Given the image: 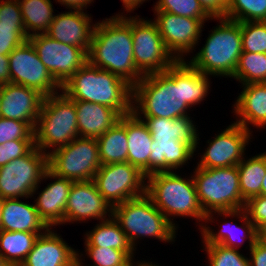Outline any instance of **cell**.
I'll return each mask as SVG.
<instances>
[{"mask_svg": "<svg viewBox=\"0 0 266 266\" xmlns=\"http://www.w3.org/2000/svg\"><path fill=\"white\" fill-rule=\"evenodd\" d=\"M211 77L186 60L176 61L163 72L144 76L132 87V112L139 118L191 116L193 108L203 105L211 93Z\"/></svg>", "mask_w": 266, "mask_h": 266, "instance_id": "6da1fadb", "label": "cell"}, {"mask_svg": "<svg viewBox=\"0 0 266 266\" xmlns=\"http://www.w3.org/2000/svg\"><path fill=\"white\" fill-rule=\"evenodd\" d=\"M98 20L88 51V62L125 80L132 87L144 76L134 64L131 15Z\"/></svg>", "mask_w": 266, "mask_h": 266, "instance_id": "7a4b0ae2", "label": "cell"}, {"mask_svg": "<svg viewBox=\"0 0 266 266\" xmlns=\"http://www.w3.org/2000/svg\"><path fill=\"white\" fill-rule=\"evenodd\" d=\"M166 171L146 177V194L154 205L178 229L176 219L195 220L199 231L205 222L206 214L199 202L192 173ZM185 174V175H184ZM175 219V220H174Z\"/></svg>", "mask_w": 266, "mask_h": 266, "instance_id": "3957f363", "label": "cell"}, {"mask_svg": "<svg viewBox=\"0 0 266 266\" xmlns=\"http://www.w3.org/2000/svg\"><path fill=\"white\" fill-rule=\"evenodd\" d=\"M61 91L71 100L108 106L120 116L132 112V86L88 61L65 82Z\"/></svg>", "mask_w": 266, "mask_h": 266, "instance_id": "277c9868", "label": "cell"}, {"mask_svg": "<svg viewBox=\"0 0 266 266\" xmlns=\"http://www.w3.org/2000/svg\"><path fill=\"white\" fill-rule=\"evenodd\" d=\"M217 26L208 31L205 44L192 53L187 62L203 74L213 78H232L242 50L241 22L227 18H212Z\"/></svg>", "mask_w": 266, "mask_h": 266, "instance_id": "5b68a950", "label": "cell"}, {"mask_svg": "<svg viewBox=\"0 0 266 266\" xmlns=\"http://www.w3.org/2000/svg\"><path fill=\"white\" fill-rule=\"evenodd\" d=\"M112 216L136 252L144 239L152 238L169 245L177 241L180 229L158 210L146 193L112 207Z\"/></svg>", "mask_w": 266, "mask_h": 266, "instance_id": "8992f818", "label": "cell"}, {"mask_svg": "<svg viewBox=\"0 0 266 266\" xmlns=\"http://www.w3.org/2000/svg\"><path fill=\"white\" fill-rule=\"evenodd\" d=\"M79 137L74 101L62 91L45 96L34 129L35 146L45 154Z\"/></svg>", "mask_w": 266, "mask_h": 266, "instance_id": "52a82bcc", "label": "cell"}, {"mask_svg": "<svg viewBox=\"0 0 266 266\" xmlns=\"http://www.w3.org/2000/svg\"><path fill=\"white\" fill-rule=\"evenodd\" d=\"M191 170L196 193L203 211H230L244 208L237 166Z\"/></svg>", "mask_w": 266, "mask_h": 266, "instance_id": "ba28073f", "label": "cell"}, {"mask_svg": "<svg viewBox=\"0 0 266 266\" xmlns=\"http://www.w3.org/2000/svg\"><path fill=\"white\" fill-rule=\"evenodd\" d=\"M225 127L216 132L213 138L204 141L207 145L202 151L201 131L199 132L194 153V158L198 157V162L195 161L197 167L211 169L237 166L248 154V145H251L254 134L233 121Z\"/></svg>", "mask_w": 266, "mask_h": 266, "instance_id": "9c48e42d", "label": "cell"}, {"mask_svg": "<svg viewBox=\"0 0 266 266\" xmlns=\"http://www.w3.org/2000/svg\"><path fill=\"white\" fill-rule=\"evenodd\" d=\"M101 166L97 139L76 137L48 154V170L73 182L91 181Z\"/></svg>", "mask_w": 266, "mask_h": 266, "instance_id": "30bf717a", "label": "cell"}, {"mask_svg": "<svg viewBox=\"0 0 266 266\" xmlns=\"http://www.w3.org/2000/svg\"><path fill=\"white\" fill-rule=\"evenodd\" d=\"M147 18L131 15L134 64L143 76L163 72L177 61L167 50L157 24Z\"/></svg>", "mask_w": 266, "mask_h": 266, "instance_id": "8fae6325", "label": "cell"}, {"mask_svg": "<svg viewBox=\"0 0 266 266\" xmlns=\"http://www.w3.org/2000/svg\"><path fill=\"white\" fill-rule=\"evenodd\" d=\"M213 223H215V225L214 227H211ZM219 223L221 225H219ZM215 226H218V228ZM199 233L200 239L202 238V244H221L229 248L242 250V252V248L245 246L244 244L248 243L246 244L244 250L249 251L258 241L257 228L248 219L243 208L208 213L205 217L204 225L199 230Z\"/></svg>", "mask_w": 266, "mask_h": 266, "instance_id": "7c38bea8", "label": "cell"}, {"mask_svg": "<svg viewBox=\"0 0 266 266\" xmlns=\"http://www.w3.org/2000/svg\"><path fill=\"white\" fill-rule=\"evenodd\" d=\"M48 170V155L36 146L25 156L0 167V198H32Z\"/></svg>", "mask_w": 266, "mask_h": 266, "instance_id": "4fadbf2b", "label": "cell"}, {"mask_svg": "<svg viewBox=\"0 0 266 266\" xmlns=\"http://www.w3.org/2000/svg\"><path fill=\"white\" fill-rule=\"evenodd\" d=\"M92 181L111 207L146 193V176L128 162L101 165Z\"/></svg>", "mask_w": 266, "mask_h": 266, "instance_id": "5bb4252c", "label": "cell"}, {"mask_svg": "<svg viewBox=\"0 0 266 266\" xmlns=\"http://www.w3.org/2000/svg\"><path fill=\"white\" fill-rule=\"evenodd\" d=\"M154 19L167 50L177 60H187L201 44L204 22L201 19L153 11Z\"/></svg>", "mask_w": 266, "mask_h": 266, "instance_id": "9a60e30c", "label": "cell"}, {"mask_svg": "<svg viewBox=\"0 0 266 266\" xmlns=\"http://www.w3.org/2000/svg\"><path fill=\"white\" fill-rule=\"evenodd\" d=\"M28 41L61 87L88 61L84 49L54 40L47 34L30 36Z\"/></svg>", "mask_w": 266, "mask_h": 266, "instance_id": "2e32d148", "label": "cell"}, {"mask_svg": "<svg viewBox=\"0 0 266 266\" xmlns=\"http://www.w3.org/2000/svg\"><path fill=\"white\" fill-rule=\"evenodd\" d=\"M10 83L38 90L44 96L61 92L56 82L41 62L33 45L27 40L9 55Z\"/></svg>", "mask_w": 266, "mask_h": 266, "instance_id": "e0dca14e", "label": "cell"}, {"mask_svg": "<svg viewBox=\"0 0 266 266\" xmlns=\"http://www.w3.org/2000/svg\"><path fill=\"white\" fill-rule=\"evenodd\" d=\"M112 216V207L104 199L91 181L73 182L67 206L63 226L71 224L89 223V220L101 221Z\"/></svg>", "mask_w": 266, "mask_h": 266, "instance_id": "ac0fdd59", "label": "cell"}, {"mask_svg": "<svg viewBox=\"0 0 266 266\" xmlns=\"http://www.w3.org/2000/svg\"><path fill=\"white\" fill-rule=\"evenodd\" d=\"M48 180L51 182L47 183L43 189H41L40 184L35 188L32 193V199H34L40 218L46 225L49 228H56L58 226L60 229L65 219V208L73 181L58 177L47 170L41 182L43 184L44 181Z\"/></svg>", "mask_w": 266, "mask_h": 266, "instance_id": "d6986e66", "label": "cell"}, {"mask_svg": "<svg viewBox=\"0 0 266 266\" xmlns=\"http://www.w3.org/2000/svg\"><path fill=\"white\" fill-rule=\"evenodd\" d=\"M0 117L26 122L36 127L44 95L38 90L19 84L0 85Z\"/></svg>", "mask_w": 266, "mask_h": 266, "instance_id": "ffe728a7", "label": "cell"}, {"mask_svg": "<svg viewBox=\"0 0 266 266\" xmlns=\"http://www.w3.org/2000/svg\"><path fill=\"white\" fill-rule=\"evenodd\" d=\"M57 13L45 34L59 42L82 48L88 53L97 20H93L92 14L89 15L85 10Z\"/></svg>", "mask_w": 266, "mask_h": 266, "instance_id": "44dd1931", "label": "cell"}, {"mask_svg": "<svg viewBox=\"0 0 266 266\" xmlns=\"http://www.w3.org/2000/svg\"><path fill=\"white\" fill-rule=\"evenodd\" d=\"M57 228L39 235L20 266H77V249L63 239Z\"/></svg>", "mask_w": 266, "mask_h": 266, "instance_id": "7402d4cb", "label": "cell"}, {"mask_svg": "<svg viewBox=\"0 0 266 266\" xmlns=\"http://www.w3.org/2000/svg\"><path fill=\"white\" fill-rule=\"evenodd\" d=\"M242 90L238 91V97L232 104L231 114L235 117L236 124L243 126L246 130L253 132L266 129V82L240 85Z\"/></svg>", "mask_w": 266, "mask_h": 266, "instance_id": "603a6c76", "label": "cell"}, {"mask_svg": "<svg viewBox=\"0 0 266 266\" xmlns=\"http://www.w3.org/2000/svg\"><path fill=\"white\" fill-rule=\"evenodd\" d=\"M195 149L179 140H153L149 155V175L157 172L183 171L195 159Z\"/></svg>", "mask_w": 266, "mask_h": 266, "instance_id": "cb8c5ba5", "label": "cell"}, {"mask_svg": "<svg viewBox=\"0 0 266 266\" xmlns=\"http://www.w3.org/2000/svg\"><path fill=\"white\" fill-rule=\"evenodd\" d=\"M24 199L27 200L29 197L3 199L1 230L45 233L49 227L40 218L35 203L24 202Z\"/></svg>", "mask_w": 266, "mask_h": 266, "instance_id": "d4e9b609", "label": "cell"}, {"mask_svg": "<svg viewBox=\"0 0 266 266\" xmlns=\"http://www.w3.org/2000/svg\"><path fill=\"white\" fill-rule=\"evenodd\" d=\"M73 101L76 109L79 137L97 139L118 122L121 117L108 106L88 101Z\"/></svg>", "mask_w": 266, "mask_h": 266, "instance_id": "484cf974", "label": "cell"}, {"mask_svg": "<svg viewBox=\"0 0 266 266\" xmlns=\"http://www.w3.org/2000/svg\"><path fill=\"white\" fill-rule=\"evenodd\" d=\"M142 119L153 140H179L190 144L194 149L197 145L199 125L192 116H183L174 119L168 118H140Z\"/></svg>", "mask_w": 266, "mask_h": 266, "instance_id": "4316f807", "label": "cell"}, {"mask_svg": "<svg viewBox=\"0 0 266 266\" xmlns=\"http://www.w3.org/2000/svg\"><path fill=\"white\" fill-rule=\"evenodd\" d=\"M126 136L128 163L137 167L147 177L153 139L146 123L133 112L126 114Z\"/></svg>", "mask_w": 266, "mask_h": 266, "instance_id": "83f0119b", "label": "cell"}, {"mask_svg": "<svg viewBox=\"0 0 266 266\" xmlns=\"http://www.w3.org/2000/svg\"><path fill=\"white\" fill-rule=\"evenodd\" d=\"M92 229L85 230L83 234L84 246L110 247L124 251L133 261L136 252L129 243L126 234L120 228L118 222L111 216L109 219L95 222Z\"/></svg>", "mask_w": 266, "mask_h": 266, "instance_id": "f1b7e54d", "label": "cell"}, {"mask_svg": "<svg viewBox=\"0 0 266 266\" xmlns=\"http://www.w3.org/2000/svg\"><path fill=\"white\" fill-rule=\"evenodd\" d=\"M101 165L128 162L126 115H122L107 132L97 138Z\"/></svg>", "mask_w": 266, "mask_h": 266, "instance_id": "f546056e", "label": "cell"}, {"mask_svg": "<svg viewBox=\"0 0 266 266\" xmlns=\"http://www.w3.org/2000/svg\"><path fill=\"white\" fill-rule=\"evenodd\" d=\"M237 167L242 199L246 202L252 197L259 196L266 174V151L256 152L251 156L246 154Z\"/></svg>", "mask_w": 266, "mask_h": 266, "instance_id": "4dcf8cb0", "label": "cell"}, {"mask_svg": "<svg viewBox=\"0 0 266 266\" xmlns=\"http://www.w3.org/2000/svg\"><path fill=\"white\" fill-rule=\"evenodd\" d=\"M28 37L45 34L55 12L52 0H18Z\"/></svg>", "mask_w": 266, "mask_h": 266, "instance_id": "1f68e13d", "label": "cell"}, {"mask_svg": "<svg viewBox=\"0 0 266 266\" xmlns=\"http://www.w3.org/2000/svg\"><path fill=\"white\" fill-rule=\"evenodd\" d=\"M39 235L42 234L1 230L0 254L10 266H20Z\"/></svg>", "mask_w": 266, "mask_h": 266, "instance_id": "d6a6232c", "label": "cell"}, {"mask_svg": "<svg viewBox=\"0 0 266 266\" xmlns=\"http://www.w3.org/2000/svg\"><path fill=\"white\" fill-rule=\"evenodd\" d=\"M84 249V252L77 249V266H131L134 262L122 250L99 246H84ZM85 258L91 264L84 263Z\"/></svg>", "mask_w": 266, "mask_h": 266, "instance_id": "836d02e7", "label": "cell"}, {"mask_svg": "<svg viewBox=\"0 0 266 266\" xmlns=\"http://www.w3.org/2000/svg\"><path fill=\"white\" fill-rule=\"evenodd\" d=\"M231 79L240 85L266 82V53L242 52Z\"/></svg>", "mask_w": 266, "mask_h": 266, "instance_id": "e575fe53", "label": "cell"}, {"mask_svg": "<svg viewBox=\"0 0 266 266\" xmlns=\"http://www.w3.org/2000/svg\"><path fill=\"white\" fill-rule=\"evenodd\" d=\"M224 18L238 22L266 21V0H230Z\"/></svg>", "mask_w": 266, "mask_h": 266, "instance_id": "d590c367", "label": "cell"}, {"mask_svg": "<svg viewBox=\"0 0 266 266\" xmlns=\"http://www.w3.org/2000/svg\"><path fill=\"white\" fill-rule=\"evenodd\" d=\"M200 247L208 260L206 266H250L248 254L245 256L241 250L221 244H201Z\"/></svg>", "mask_w": 266, "mask_h": 266, "instance_id": "8d00e7d4", "label": "cell"}, {"mask_svg": "<svg viewBox=\"0 0 266 266\" xmlns=\"http://www.w3.org/2000/svg\"><path fill=\"white\" fill-rule=\"evenodd\" d=\"M152 8V11H165L179 16L201 19L205 24L212 19L198 0H156Z\"/></svg>", "mask_w": 266, "mask_h": 266, "instance_id": "74e56055", "label": "cell"}, {"mask_svg": "<svg viewBox=\"0 0 266 266\" xmlns=\"http://www.w3.org/2000/svg\"><path fill=\"white\" fill-rule=\"evenodd\" d=\"M243 52L266 53V21L241 22Z\"/></svg>", "mask_w": 266, "mask_h": 266, "instance_id": "f35d334b", "label": "cell"}, {"mask_svg": "<svg viewBox=\"0 0 266 266\" xmlns=\"http://www.w3.org/2000/svg\"><path fill=\"white\" fill-rule=\"evenodd\" d=\"M12 140H34V130L26 122L0 117V144Z\"/></svg>", "mask_w": 266, "mask_h": 266, "instance_id": "ab89813d", "label": "cell"}, {"mask_svg": "<svg viewBox=\"0 0 266 266\" xmlns=\"http://www.w3.org/2000/svg\"><path fill=\"white\" fill-rule=\"evenodd\" d=\"M0 28L25 30L18 0H0Z\"/></svg>", "mask_w": 266, "mask_h": 266, "instance_id": "60d3db41", "label": "cell"}, {"mask_svg": "<svg viewBox=\"0 0 266 266\" xmlns=\"http://www.w3.org/2000/svg\"><path fill=\"white\" fill-rule=\"evenodd\" d=\"M35 147V140H12L0 144V167L27 155Z\"/></svg>", "mask_w": 266, "mask_h": 266, "instance_id": "b9f144b4", "label": "cell"}, {"mask_svg": "<svg viewBox=\"0 0 266 266\" xmlns=\"http://www.w3.org/2000/svg\"><path fill=\"white\" fill-rule=\"evenodd\" d=\"M28 38L25 30L0 28V55H9Z\"/></svg>", "mask_w": 266, "mask_h": 266, "instance_id": "7bdbcfd3", "label": "cell"}, {"mask_svg": "<svg viewBox=\"0 0 266 266\" xmlns=\"http://www.w3.org/2000/svg\"><path fill=\"white\" fill-rule=\"evenodd\" d=\"M244 211L248 219L258 229L266 222V196H255L245 202Z\"/></svg>", "mask_w": 266, "mask_h": 266, "instance_id": "ee69618b", "label": "cell"}, {"mask_svg": "<svg viewBox=\"0 0 266 266\" xmlns=\"http://www.w3.org/2000/svg\"><path fill=\"white\" fill-rule=\"evenodd\" d=\"M211 18H224L230 0H198Z\"/></svg>", "mask_w": 266, "mask_h": 266, "instance_id": "f6af8a7d", "label": "cell"}, {"mask_svg": "<svg viewBox=\"0 0 266 266\" xmlns=\"http://www.w3.org/2000/svg\"><path fill=\"white\" fill-rule=\"evenodd\" d=\"M246 253L249 254L250 266H266V247L259 241Z\"/></svg>", "mask_w": 266, "mask_h": 266, "instance_id": "bcb514c9", "label": "cell"}, {"mask_svg": "<svg viewBox=\"0 0 266 266\" xmlns=\"http://www.w3.org/2000/svg\"><path fill=\"white\" fill-rule=\"evenodd\" d=\"M55 4L65 7L66 10H85L93 5L94 0H55ZM96 3V0H95Z\"/></svg>", "mask_w": 266, "mask_h": 266, "instance_id": "7dc6e473", "label": "cell"}, {"mask_svg": "<svg viewBox=\"0 0 266 266\" xmlns=\"http://www.w3.org/2000/svg\"><path fill=\"white\" fill-rule=\"evenodd\" d=\"M149 2L150 0H121L122 2V9L119 12L114 13V16H124V15H131V13H135V10H138L140 6L145 3ZM122 11V12H121Z\"/></svg>", "mask_w": 266, "mask_h": 266, "instance_id": "c3c4849f", "label": "cell"}, {"mask_svg": "<svg viewBox=\"0 0 266 266\" xmlns=\"http://www.w3.org/2000/svg\"><path fill=\"white\" fill-rule=\"evenodd\" d=\"M10 83L9 56L0 55V85Z\"/></svg>", "mask_w": 266, "mask_h": 266, "instance_id": "681fc988", "label": "cell"}, {"mask_svg": "<svg viewBox=\"0 0 266 266\" xmlns=\"http://www.w3.org/2000/svg\"><path fill=\"white\" fill-rule=\"evenodd\" d=\"M161 263H156L155 261H151V259L147 258L144 260H136L132 263L131 266H162Z\"/></svg>", "mask_w": 266, "mask_h": 266, "instance_id": "f907efd6", "label": "cell"}, {"mask_svg": "<svg viewBox=\"0 0 266 266\" xmlns=\"http://www.w3.org/2000/svg\"><path fill=\"white\" fill-rule=\"evenodd\" d=\"M258 236H266V222H264L258 229Z\"/></svg>", "mask_w": 266, "mask_h": 266, "instance_id": "816d5d0a", "label": "cell"}, {"mask_svg": "<svg viewBox=\"0 0 266 266\" xmlns=\"http://www.w3.org/2000/svg\"><path fill=\"white\" fill-rule=\"evenodd\" d=\"M262 196H266V174L264 176L262 187H261V194Z\"/></svg>", "mask_w": 266, "mask_h": 266, "instance_id": "f5cc1de1", "label": "cell"}, {"mask_svg": "<svg viewBox=\"0 0 266 266\" xmlns=\"http://www.w3.org/2000/svg\"><path fill=\"white\" fill-rule=\"evenodd\" d=\"M258 241L266 247V236H258Z\"/></svg>", "mask_w": 266, "mask_h": 266, "instance_id": "db71d44e", "label": "cell"}, {"mask_svg": "<svg viewBox=\"0 0 266 266\" xmlns=\"http://www.w3.org/2000/svg\"><path fill=\"white\" fill-rule=\"evenodd\" d=\"M0 266H10L4 259V257L0 254Z\"/></svg>", "mask_w": 266, "mask_h": 266, "instance_id": "11a10c76", "label": "cell"}, {"mask_svg": "<svg viewBox=\"0 0 266 266\" xmlns=\"http://www.w3.org/2000/svg\"><path fill=\"white\" fill-rule=\"evenodd\" d=\"M2 205H3V199L0 198V231H1V221H2Z\"/></svg>", "mask_w": 266, "mask_h": 266, "instance_id": "9f6ffc18", "label": "cell"}]
</instances>
